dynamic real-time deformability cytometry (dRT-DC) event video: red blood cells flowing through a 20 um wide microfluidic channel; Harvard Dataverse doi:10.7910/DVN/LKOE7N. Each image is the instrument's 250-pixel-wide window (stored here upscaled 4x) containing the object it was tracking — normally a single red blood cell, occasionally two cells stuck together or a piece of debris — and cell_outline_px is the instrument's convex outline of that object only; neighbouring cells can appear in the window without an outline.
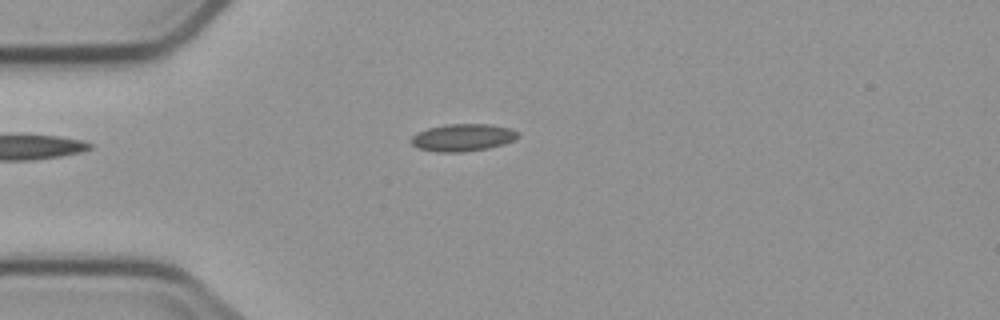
{"species": "common noctule bat (a hibernating species)", "species_latin": "Nyctalus noctula", "temperature_condition": "cold", "stored_images_in_passage": 3, "camera_frame_rate_fps": 3000, "um_per_image_px": 0.085, "animal": {"sex": "male", "body_mass_g": 23.1, "forearm_length_mm": 52.7}, "frame": {"image": 1, "passage_image": 2, "time_ms": 1.333, "image_size_px": [1000, 320], "cell_outline_px": [[520, 136], [504, 144], [488, 148], [464, 152], [436, 152], [420, 148], [412, 144], [412, 136], [416, 132], [428, 128], [448, 124], [488, 124], [508, 128], [520, 132]], "centroid_in_image_um": [39.35, 11.69], "position_along_channel_um": 45.7, "area_um2": 16.94}}
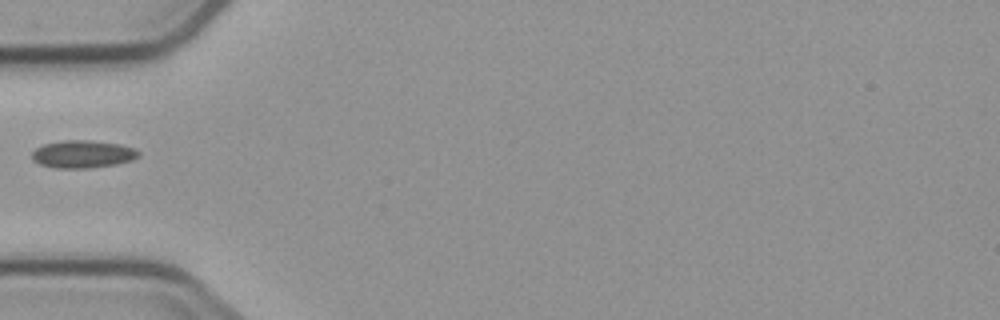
{"frame": {"image": 2, "passage_image": 3, "time_ms": 2.667, "image_size_px": [1000, 320], "cell_outline_px": [[140, 156], [132, 160], [116, 164], [88, 168], [56, 168], [40, 164], [32, 160], [32, 152], [36, 148], [44, 144], [64, 140], [92, 140], [120, 144], [132, 148], [140, 152]], "centroid_in_image_um": [7.03, 13.1], "position_along_channel_um": 78.0, "area_um2": 17.17}}